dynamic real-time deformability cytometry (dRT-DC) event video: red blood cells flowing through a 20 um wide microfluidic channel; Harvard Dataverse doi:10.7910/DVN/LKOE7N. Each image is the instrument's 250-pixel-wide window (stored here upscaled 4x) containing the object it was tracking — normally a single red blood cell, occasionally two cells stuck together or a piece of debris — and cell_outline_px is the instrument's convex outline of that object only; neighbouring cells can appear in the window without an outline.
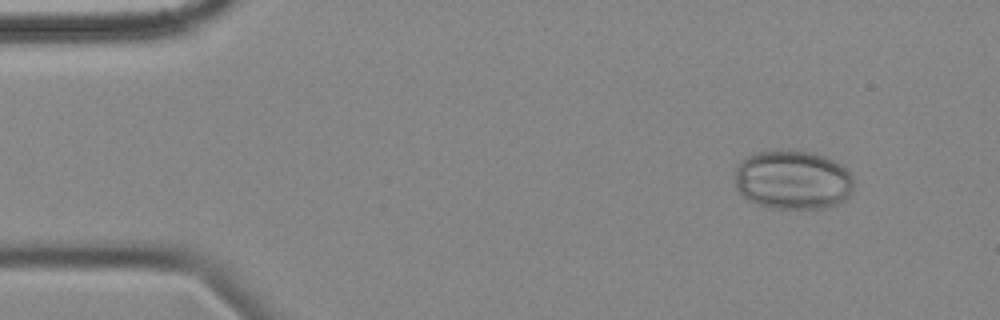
{"species": "common noctule bat (a hibernating species)", "species_latin": "Nyctalus noctula", "temperature_condition": "cold", "stored_images_in_passage": 56, "camera_frame_rate_fps": 3000, "um_per_image_px": 0.085, "animal": {"sex": "female", "body_mass_g": 18.4}, "frame": {"image": 1, "passage_image": 6, "time_ms": 1.667, "image_size_px": [1000, 320], "cell_outline_px": [[852, 188], [848, 196], [840, 204], [824, 208], [772, 208], [756, 204], [748, 200], [736, 188], [736, 168], [740, 160], [752, 152], [776, 148], [812, 152], [824, 156], [840, 164], [852, 176]], "centroid_in_image_um": [67.35, 15.26], "position_along_channel_um": 17.7, "area_um2": 41.5}}
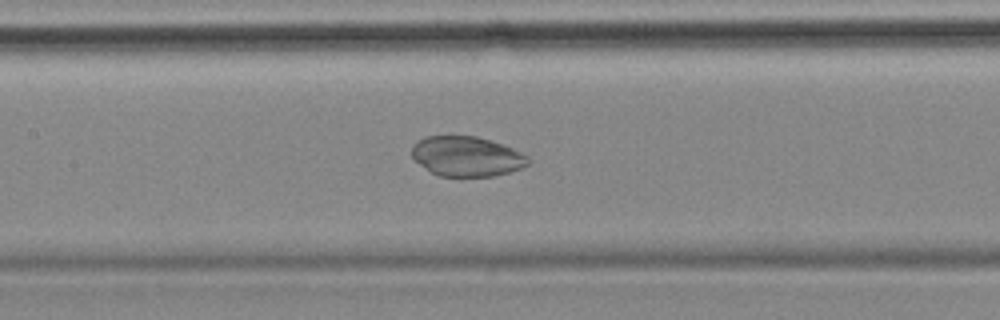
{"frame": {"image": 2, "passage_image": 26, "time_ms": 8.333, "image_size_px": [1000, 320], "cell_outline_px": [[528, 164], [520, 168], [508, 172], [492, 176], [440, 176], [432, 172], [420, 164], [412, 156], [412, 144], [416, 140], [424, 136], [476, 136], [504, 144], [528, 156]], "centroid_in_image_um": [39.64, 13.27], "position_along_channel_um": 167.8, "area_um2": 26.93}}
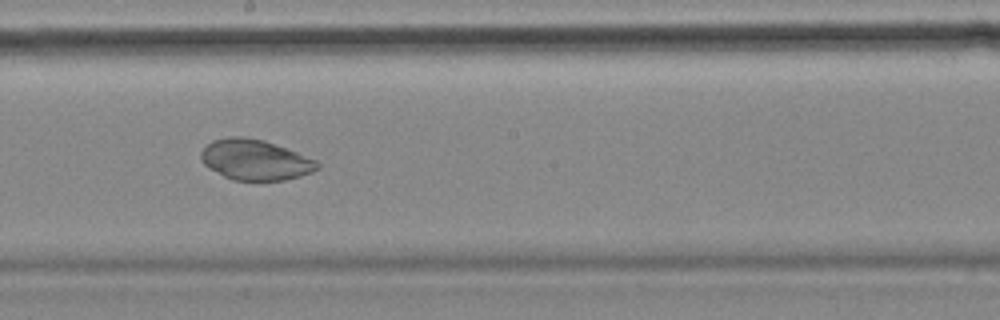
{"frame": {"image": 3, "passage_image": 31, "time_ms": 10.0, "image_size_px": [1000, 320], "cell_outline_px": [[320, 168], [312, 172], [300, 176], [284, 180], [232, 180], [208, 168], [200, 160], [200, 152], [212, 140], [228, 136], [244, 136], [264, 140], [296, 152], [316, 160], [320, 164]], "centroid_in_image_um": [21.67, 13.58], "position_along_channel_um": 226.5, "area_um2": 27.51}}